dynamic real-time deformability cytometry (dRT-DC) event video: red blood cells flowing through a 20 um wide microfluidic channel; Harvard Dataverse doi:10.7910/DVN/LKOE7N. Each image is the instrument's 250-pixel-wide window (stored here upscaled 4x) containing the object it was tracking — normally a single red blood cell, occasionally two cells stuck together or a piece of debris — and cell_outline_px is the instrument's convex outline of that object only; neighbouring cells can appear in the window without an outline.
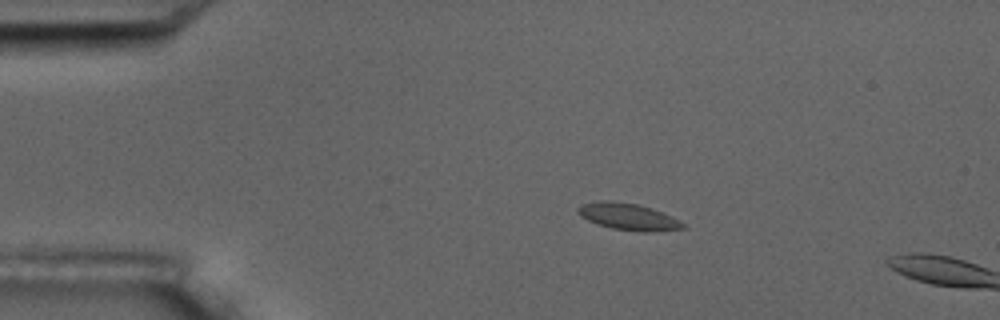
{"species": "common noctule bat (a hibernating species)", "species_latin": "Nyctalus noctula", "temperature_condition": "room temperature", "stored_images_in_passage": 4, "camera_frame_rate_fps": 3000, "um_per_image_px": 0.085, "animal": {"sex": "male", "body_mass_g": 17.5, "forearm_length_mm": 52.3}, "frame": {"image": 1, "passage_image": 2, "time_ms": 1.0, "image_size_px": [1000, 320], "cell_outline_px": [[688, 228], [656, 232], [640, 232], [612, 228], [588, 220], [580, 216], [576, 208], [580, 204], [600, 200], [608, 200], [636, 204], [652, 208], [672, 216], [680, 220]], "centroid_in_image_um": [53.43, 18.42], "position_along_channel_um": 31.6, "area_um2": 16.53}}